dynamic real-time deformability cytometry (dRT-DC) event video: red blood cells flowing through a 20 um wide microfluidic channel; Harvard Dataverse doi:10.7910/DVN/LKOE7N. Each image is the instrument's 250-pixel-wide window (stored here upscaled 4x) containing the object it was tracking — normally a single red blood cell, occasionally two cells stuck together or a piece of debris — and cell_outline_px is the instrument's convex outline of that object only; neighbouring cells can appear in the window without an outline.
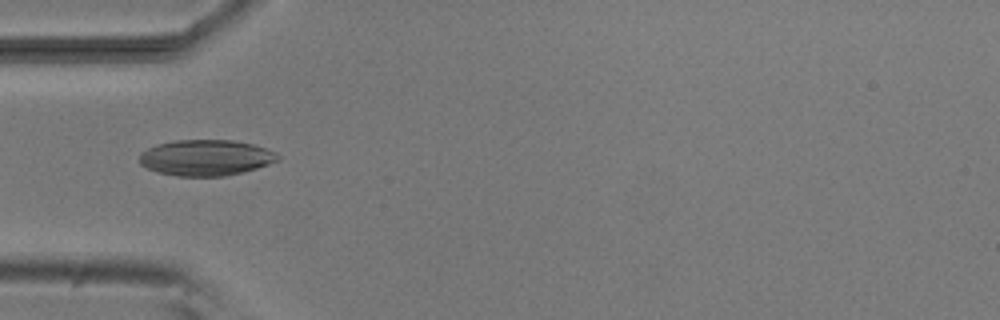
{"species": "common noctule bat (a hibernating species)", "species_latin": "Nyctalus noctula", "temperature_condition": "room temperature", "stored_images_in_passage": 52, "camera_frame_rate_fps": 3000, "um_per_image_px": 0.085, "animal": {"sex": "male", "body_mass_g": 20.5, "forearm_length_mm": 52.5}, "frame": {"image": 1, "passage_image": 16, "time_ms": 5.0, "image_size_px": [1000, 320], "cell_outline_px": [[280, 160], [244, 172], [224, 176], [176, 176], [156, 172], [140, 164], [140, 152], [156, 144], [176, 140], [232, 140], [252, 144], [276, 152], [280, 156]], "centroid_in_image_um": [17.49, 13.4], "position_along_channel_um": 67.5, "area_um2": 29.02}}
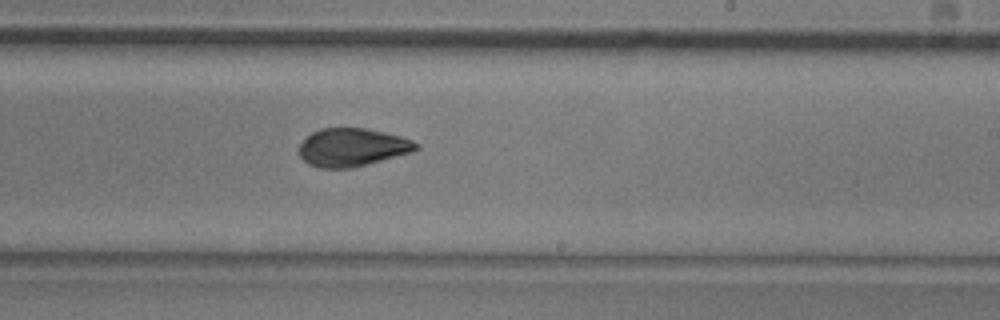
{"frame": {"image": 2, "passage_image": 31, "time_ms": 10.0, "image_size_px": [1000, 320], "cell_outline_px": [[420, 148], [412, 152], [368, 164], [352, 168], [320, 168], [308, 164], [300, 156], [300, 144], [312, 132], [320, 128], [364, 128], [384, 132], [400, 136], [412, 140], [420, 144]], "centroid_in_image_um": [29.96, 12.52], "position_along_channel_um": 259.0, "area_um2": 25.95}}
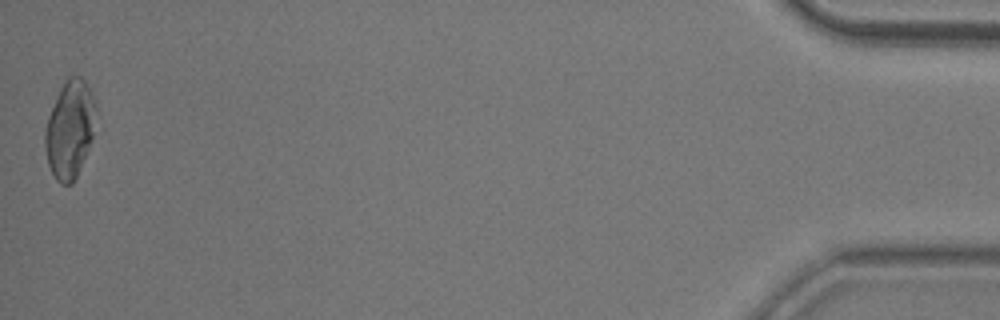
{"frame": {"image": 3, "passage_image": 52, "time_ms": 17.0, "image_size_px": [1000, 320], "cell_outline_px": [[96, 108], [92, 136], [88, 148], [76, 176], [72, 184], [60, 184], [56, 180], [48, 164], [44, 144], [44, 132], [48, 116], [60, 88], [64, 80], [68, 76], [80, 76], [84, 80], [96, 104]], "centroid_in_image_um": [5.91, 10.98], "position_along_channel_um": 429.3, "area_um2": 28.55}, "authors_computed_cell_mechanics": {"area_um2": 27.1371, "velocity_mm_per_s": 3.8147, "shape_relaxation_time_tau1_ms": 3.6346, "shape_relaxation_time_tau2_ms": 1.3126, "deformation_change_tau1": 0.0941, "deformation_change_tau2": 0.0349}}